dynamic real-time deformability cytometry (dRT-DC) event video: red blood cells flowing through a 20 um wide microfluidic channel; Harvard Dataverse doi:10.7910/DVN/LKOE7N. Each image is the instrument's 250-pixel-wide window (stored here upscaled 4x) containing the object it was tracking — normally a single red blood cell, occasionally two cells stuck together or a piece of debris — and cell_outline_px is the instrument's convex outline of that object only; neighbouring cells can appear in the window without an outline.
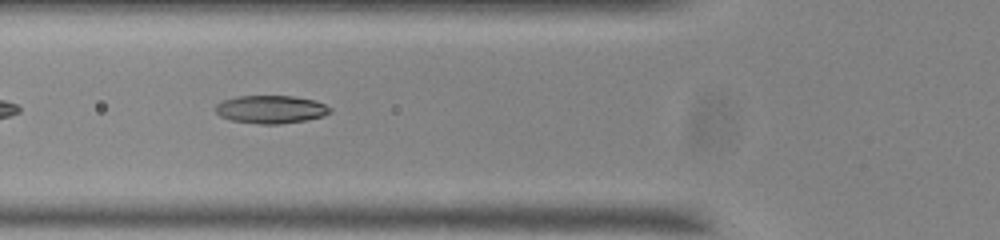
{"species": "common noctule bat (a hibernating species)", "species_latin": "Nyctalus noctula", "temperature_condition": "room temperature", "stored_images_in_passage": 34, "camera_frame_rate_fps": 3000, "um_per_image_px": 0.085, "animal": {"sex": "male", "body_mass_g": 20.0, "forearm_length_mm": 53.3}, "frame": {"image": 1, "passage_image": 3, "time_ms": 0.667, "image_size_px": [1000, 240], "cell_outline_px": [[332, 112], [324, 116], [304, 120], [280, 124], [260, 124], [232, 120], [220, 116], [216, 112], [216, 104], [224, 100], [236, 96], [292, 96], [316, 100], [332, 108]], "centroid_in_image_um": [23.05, 9.29], "position_along_channel_um": 102.7, "area_um2": 18.67}}
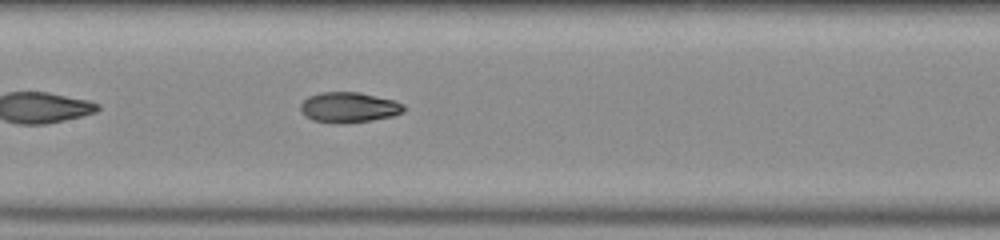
{"frame": {"image": 2, "passage_image": 9, "time_ms": 2.667, "image_size_px": [1000, 240], "cell_outline_px": [[408, 108], [404, 112], [392, 116], [372, 120], [344, 124], [332, 124], [312, 120], [304, 116], [300, 108], [300, 104], [308, 96], [320, 92], [360, 92], [396, 100], [404, 104]], "centroid_in_image_um": [29.67, 9.13], "position_along_channel_um": 177.7, "area_um2": 18.79}}
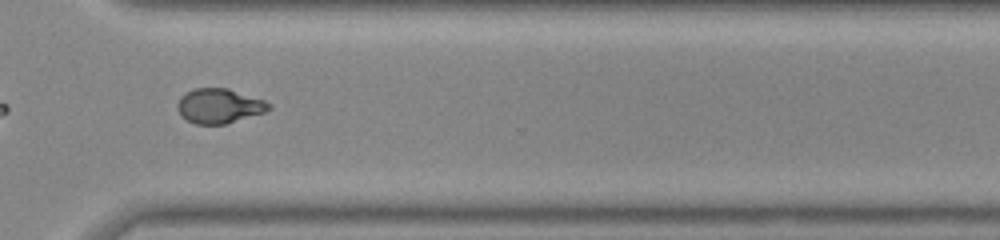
{"frame": {"image": 3, "passage_image": 23, "time_ms": 7.333, "image_size_px": [1000, 240], "cell_outline_px": [[272, 108], [264, 112], [224, 124], [196, 124], [180, 116], [176, 108], [176, 104], [180, 96], [196, 88], [228, 88], [264, 100], [272, 104]], "centroid_in_image_um": [18.61, 9.0], "position_along_channel_um": 352.0, "area_um2": 18.44}}